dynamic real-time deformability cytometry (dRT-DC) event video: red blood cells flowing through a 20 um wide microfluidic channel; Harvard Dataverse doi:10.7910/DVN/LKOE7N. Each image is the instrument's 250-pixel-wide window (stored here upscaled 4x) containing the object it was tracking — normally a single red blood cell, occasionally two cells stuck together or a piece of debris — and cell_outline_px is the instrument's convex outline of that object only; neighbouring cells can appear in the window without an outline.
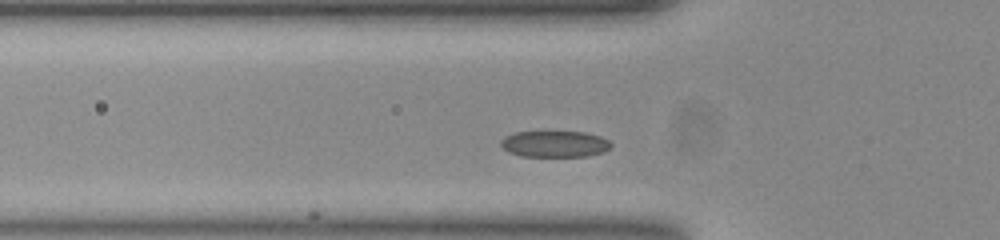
{"species": "common noctule bat (a hibernating species)", "species_latin": "Nyctalus noctula", "temperature_condition": "room temperature", "stored_images_in_passage": 12, "camera_frame_rate_fps": 3000, "um_per_image_px": 0.085, "animal": {"sex": "female", "body_mass_g": 23.0, "forearm_length_mm": 53.4}, "frame": {"image": 1, "passage_image": 5, "time_ms": 1.333, "image_size_px": [1000, 240], "cell_outline_px": [[612, 144], [604, 152], [588, 156], [520, 156], [508, 152], [500, 144], [500, 140], [504, 136], [516, 132], [584, 132], [600, 136], [608, 140]], "centroid_in_image_um": [47.13, 12.24], "position_along_channel_um": 78.7, "area_um2": 16.88}}